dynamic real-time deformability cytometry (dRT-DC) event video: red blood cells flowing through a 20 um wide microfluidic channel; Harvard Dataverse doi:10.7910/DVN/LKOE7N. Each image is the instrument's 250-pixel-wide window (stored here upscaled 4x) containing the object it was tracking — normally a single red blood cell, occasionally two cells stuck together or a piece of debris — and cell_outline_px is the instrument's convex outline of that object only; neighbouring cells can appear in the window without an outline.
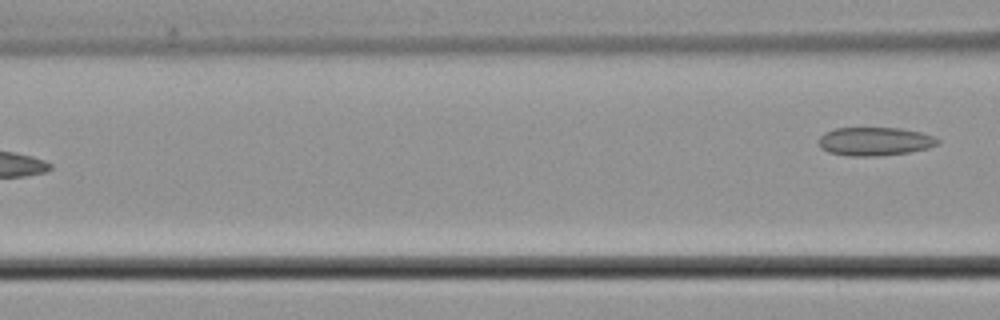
{"species": "common noctule bat (a hibernating species)", "species_latin": "Nyctalus noctula", "temperature_condition": "cold", "stored_images_in_passage": 7, "camera_frame_rate_fps": 3000, "um_per_image_px": 0.085, "animal": {"sex": "male", "body_mass_g": 21.5, "forearm_length_mm": 52.0}, "frame": {"image": 1, "passage_image": 7, "time_ms": 7.333, "image_size_px": [1000, 320], "cell_outline_px": [[940, 144], [928, 148], [908, 152], [876, 156], [848, 156], [828, 152], [820, 148], [820, 136], [824, 132], [836, 128], [900, 128], [920, 132], [936, 136], [940, 140]], "centroid_in_image_um": [74.38, 12.02], "position_along_channel_um": 92.2, "area_um2": 19.83}}